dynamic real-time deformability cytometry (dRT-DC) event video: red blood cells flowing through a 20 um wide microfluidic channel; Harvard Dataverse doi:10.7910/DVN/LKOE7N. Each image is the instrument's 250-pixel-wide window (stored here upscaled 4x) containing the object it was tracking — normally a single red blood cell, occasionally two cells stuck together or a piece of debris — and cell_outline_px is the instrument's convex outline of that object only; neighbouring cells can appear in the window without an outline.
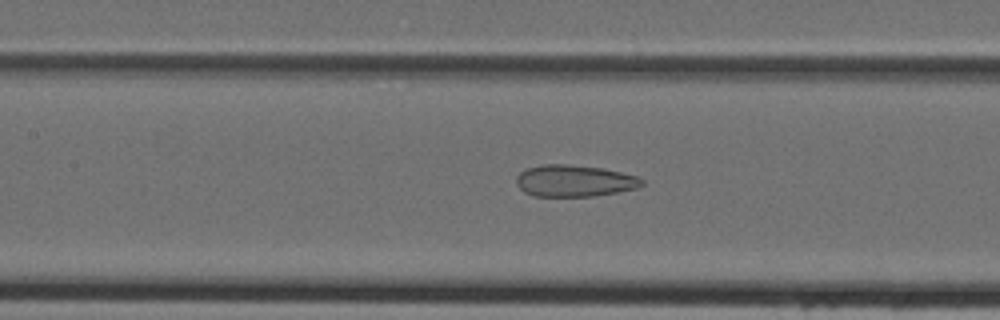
{"species": "Egyptian fruit bat (a non-hibernating species)", "species_latin": "Rousettus aegyptiacus", "temperature_condition": "cold", "stored_images_in_passage": 36, "camera_frame_rate_fps": 3000, "um_per_image_px": 0.085, "animal": {"sex": "female"}, "frame": {"image": 1, "passage_image": 12, "time_ms": 3.667, "image_size_px": [1000, 320], "cell_outline_px": [[644, 184], [636, 188], [616, 192], [592, 196], [532, 196], [524, 192], [516, 184], [516, 176], [520, 172], [528, 168], [544, 164], [568, 164], [604, 168], [636, 176], [644, 180]], "centroid_in_image_um": [48.8, 15.37], "position_along_channel_um": 158.6, "area_um2": 23.18}}
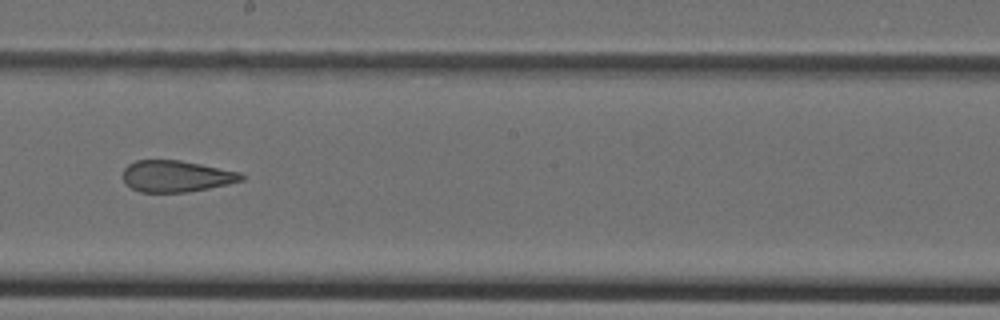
{"frame": {"image": 2, "passage_image": 17, "time_ms": 5.333, "image_size_px": [1000, 320], "cell_outline_px": [[244, 180], [228, 184], [188, 192], [140, 192], [124, 184], [124, 168], [128, 164], [136, 160], [180, 160], [240, 172], [244, 176]], "centroid_in_image_um": [14.97, 14.98], "position_along_channel_um": 233.2, "area_um2": 21.68}}
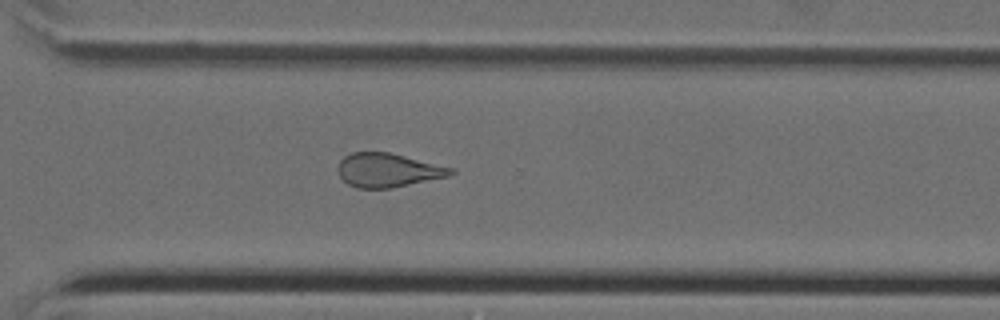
{"frame": {"image": 3, "passage_image": 24, "time_ms": 7.667, "image_size_px": [1000, 320], "cell_outline_px": [[456, 172], [448, 176], [392, 188], [356, 188], [348, 184], [340, 176], [336, 168], [340, 160], [344, 156], [352, 152], [388, 152], [456, 168]], "centroid_in_image_um": [32.97, 14.46], "position_along_channel_um": 337.6, "area_um2": 22.37}}